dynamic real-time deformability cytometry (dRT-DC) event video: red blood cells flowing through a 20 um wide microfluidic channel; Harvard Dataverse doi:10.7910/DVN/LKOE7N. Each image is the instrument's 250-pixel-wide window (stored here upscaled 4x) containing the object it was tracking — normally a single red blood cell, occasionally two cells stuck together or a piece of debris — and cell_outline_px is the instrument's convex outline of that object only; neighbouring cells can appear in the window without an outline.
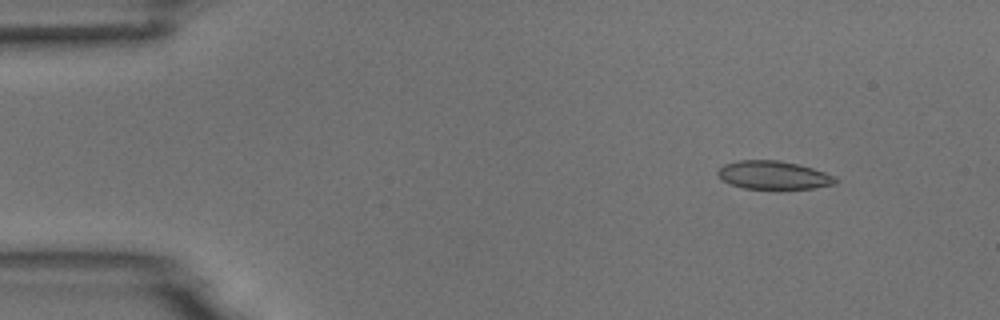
{"species": "common noctule bat (a hibernating species)", "species_latin": "Nyctalus noctula", "temperature_condition": "room temperature", "stored_images_in_passage": 5, "camera_frame_rate_fps": 3000, "um_per_image_px": 0.085, "animal": {"sex": "male", "body_mass_g": 18.8}, "frame": {"image": 1, "passage_image": 2, "time_ms": 1.333, "image_size_px": [1000, 320], "cell_outline_px": [[836, 184], [812, 188], [744, 188], [720, 180], [716, 172], [724, 164], [740, 160], [776, 160], [796, 164], [812, 168], [836, 176]], "centroid_in_image_um": [65.72, 14.88], "position_along_channel_um": 19.3, "area_um2": 19.13}}
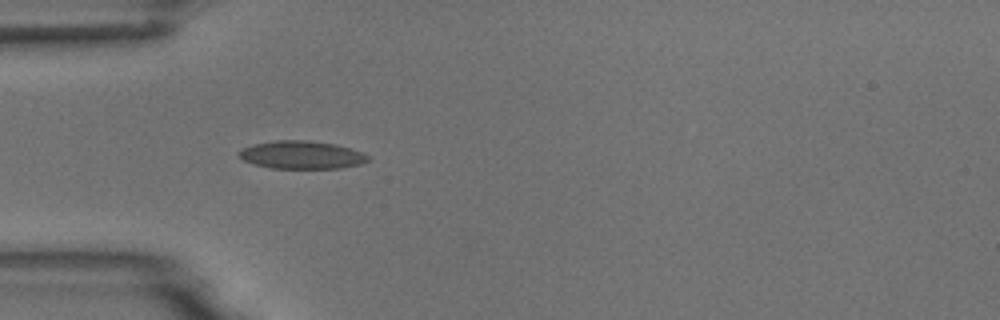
{"frame": {"image": 2, "passage_image": 5, "time_ms": 4.667, "image_size_px": [1000, 320], "cell_outline_px": [[368, 160], [360, 164], [340, 168], [272, 168], [252, 164], [236, 156], [236, 152], [252, 144], [276, 140], [308, 140], [336, 144], [364, 152], [368, 156]], "centroid_in_image_um": [25.6, 13.16], "position_along_channel_um": 59.4, "area_um2": 21.15}}